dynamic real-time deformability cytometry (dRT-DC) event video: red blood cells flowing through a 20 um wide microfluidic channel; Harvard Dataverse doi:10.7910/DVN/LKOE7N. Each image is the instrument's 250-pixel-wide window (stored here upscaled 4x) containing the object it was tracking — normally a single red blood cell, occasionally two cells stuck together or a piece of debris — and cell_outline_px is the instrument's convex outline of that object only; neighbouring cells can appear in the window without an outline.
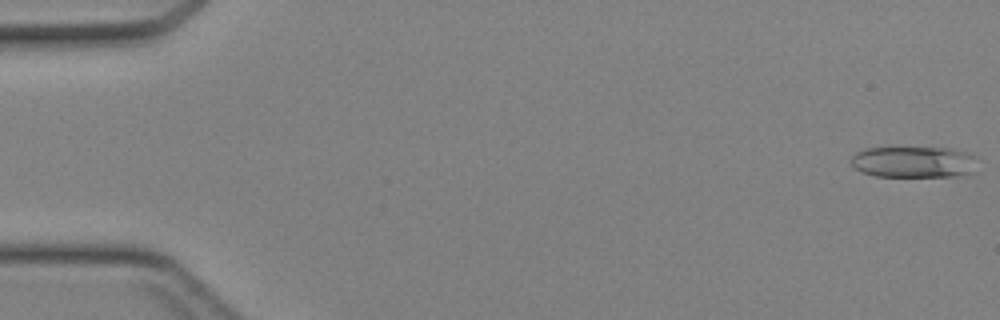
{"species": "Egyptian fruit bat (a non-hibernating species)", "species_latin": "Rousettus aegyptiacus", "temperature_condition": "cold", "stored_images_in_passage": 44, "camera_frame_rate_fps": 3000, "um_per_image_px": 0.085, "animal": {"sex": "female"}, "frame": {"image": 1, "passage_image": 1, "time_ms": 0.0, "image_size_px": [1000, 320], "cell_outline_px": [[976, 172], [968, 176], [876, 176], [860, 172], [852, 164], [852, 156], [856, 152], [864, 148], [948, 148], [964, 152], [976, 156]], "centroid_in_image_um": [77.72, 13.78], "position_along_channel_um": 7.3, "area_um2": 23.24}}
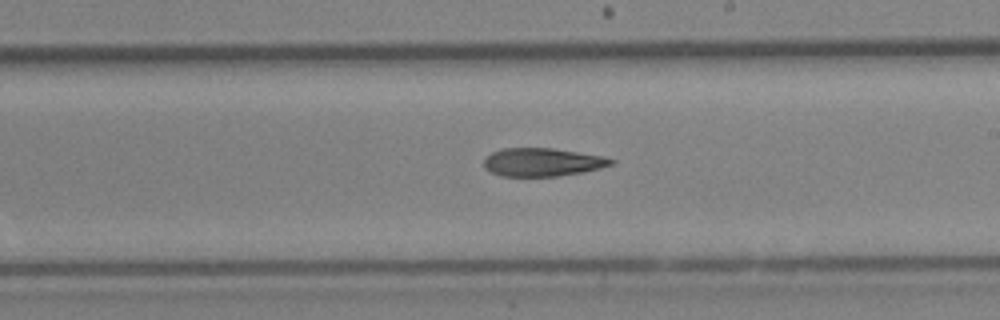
{"frame": {"image": 2, "passage_image": 26, "time_ms": 8.333, "image_size_px": [1000, 320], "cell_outline_px": [[616, 160], [612, 164], [600, 168], [584, 172], [556, 176], [500, 176], [484, 168], [484, 160], [492, 152], [504, 148], [552, 148], [604, 156]], "centroid_in_image_um": [46.12, 13.78], "position_along_channel_um": 242.9, "area_um2": 20.87}}
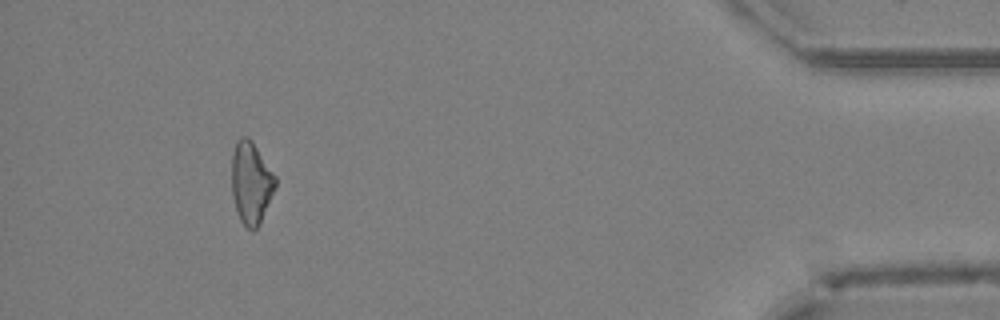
{"frame": {"image": 3, "passage_image": 41, "time_ms": 13.333, "image_size_px": [1000, 320], "cell_outline_px": [[276, 188], [260, 224], [252, 232], [240, 220], [232, 196], [232, 152], [236, 140], [240, 136], [248, 136], [252, 140], [276, 176]], "centroid_in_image_um": [21.35, 15.51], "position_along_channel_um": 413.9, "area_um2": 21.15}}